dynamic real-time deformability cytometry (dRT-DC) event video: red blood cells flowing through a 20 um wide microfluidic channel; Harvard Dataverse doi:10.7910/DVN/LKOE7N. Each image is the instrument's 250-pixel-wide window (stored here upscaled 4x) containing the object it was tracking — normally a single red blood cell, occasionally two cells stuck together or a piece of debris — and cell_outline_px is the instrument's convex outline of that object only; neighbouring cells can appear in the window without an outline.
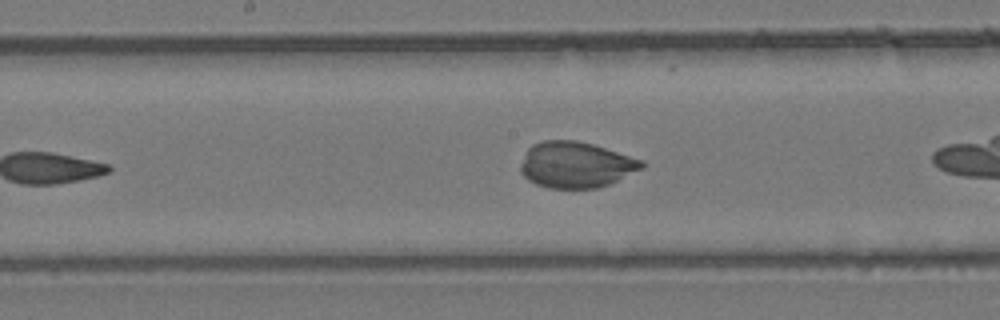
{"species": "common noctule bat (a hibernating species)", "species_latin": "Nyctalus noctula", "temperature_condition": "room temperature", "stored_images_in_passage": 28, "camera_frame_rate_fps": 3000, "um_per_image_px": 0.085, "animal": {"sex": "female", "body_mass_g": 24.6, "forearm_length_mm": 56.2}, "frame": {"image": 1, "passage_image": 9, "time_ms": 2.667, "image_size_px": [1000, 320], "cell_outline_px": [[644, 168], [608, 184], [596, 188], [548, 188], [536, 184], [528, 180], [520, 172], [520, 164], [528, 148], [532, 144], [544, 140], [576, 140], [592, 144], [644, 160]], "centroid_in_image_um": [48.93, 14.0], "position_along_channel_um": 199.3, "area_um2": 32.48}}